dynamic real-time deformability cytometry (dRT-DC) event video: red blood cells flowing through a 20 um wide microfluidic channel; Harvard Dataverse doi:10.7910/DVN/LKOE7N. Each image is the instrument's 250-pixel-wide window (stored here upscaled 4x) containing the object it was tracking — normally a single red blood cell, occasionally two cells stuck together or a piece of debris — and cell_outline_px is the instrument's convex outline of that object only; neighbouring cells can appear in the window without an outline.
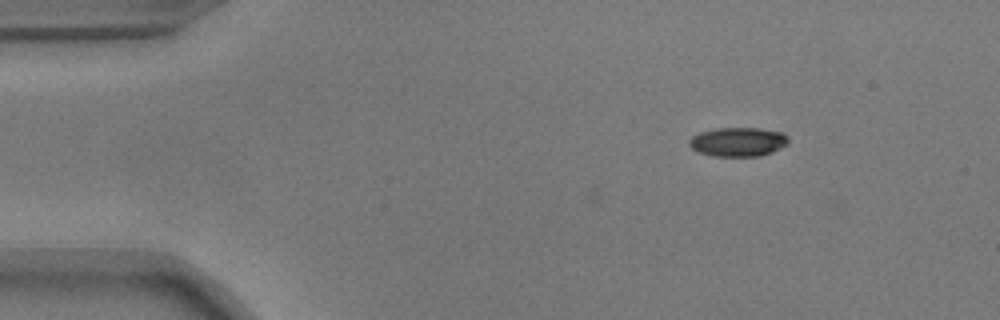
{"species": "common noctule bat (a hibernating species)", "species_latin": "Nyctalus noctula", "temperature_condition": "warm", "stored_images_in_passage": 3, "camera_frame_rate_fps": 3000, "um_per_image_px": 0.085, "animal": {"sex": "male", "body_mass_g": 17.9}, "frame": {"image": 1, "passage_image": 3, "time_ms": 0.667, "image_size_px": [1000, 320], "cell_outline_px": [[788, 144], [772, 152], [760, 156], [712, 156], [696, 152], [688, 144], [688, 140], [692, 136], [700, 132], [716, 128], [760, 128], [784, 132], [788, 136]], "centroid_in_image_um": [62.73, 12.06], "position_along_channel_um": 22.3, "area_um2": 17.05}}